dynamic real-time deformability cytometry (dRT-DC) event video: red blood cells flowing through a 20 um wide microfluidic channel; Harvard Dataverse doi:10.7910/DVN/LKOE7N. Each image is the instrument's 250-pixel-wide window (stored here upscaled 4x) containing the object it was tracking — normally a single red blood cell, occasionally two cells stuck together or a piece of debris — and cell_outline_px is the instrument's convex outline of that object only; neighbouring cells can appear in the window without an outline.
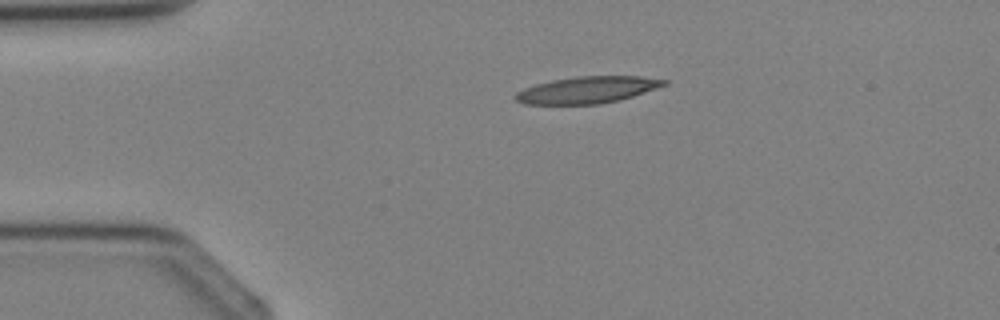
{"species": "Egyptian fruit bat (a non-hibernating species)", "species_latin": "Rousettus aegyptiacus", "temperature_condition": "cold", "stored_images_in_passage": 2, "camera_frame_rate_fps": 3000, "um_per_image_px": 0.085, "animal": {"sex": "female"}, "frame": {"image": 1, "passage_image": 1, "time_ms": 0.0, "image_size_px": [1000, 320], "cell_outline_px": [[668, 84], [632, 96], [600, 104], [524, 104], [516, 100], [512, 96], [516, 92], [524, 88], [536, 84], [552, 80], [580, 76], [640, 76], [668, 80]], "centroid_in_image_um": [49.89, 7.64], "position_along_channel_um": 35.1, "area_um2": 23.0}}